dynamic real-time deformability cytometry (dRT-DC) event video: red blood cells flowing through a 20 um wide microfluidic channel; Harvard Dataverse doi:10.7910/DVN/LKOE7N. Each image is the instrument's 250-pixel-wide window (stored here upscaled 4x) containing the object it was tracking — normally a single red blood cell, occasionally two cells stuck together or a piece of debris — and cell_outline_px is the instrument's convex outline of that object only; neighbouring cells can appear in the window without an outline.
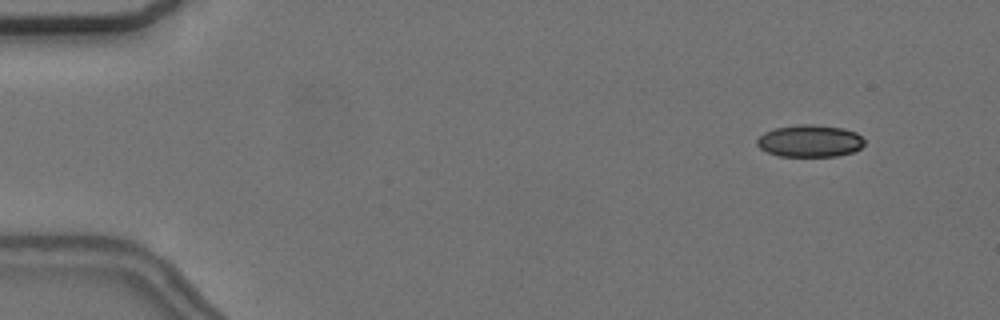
{"species": "common noctule bat (a hibernating species)", "species_latin": "Nyctalus noctula", "temperature_condition": "cold", "stored_images_in_passage": 4, "camera_frame_rate_fps": 3000, "um_per_image_px": 0.085, "animal": {"sex": "female", "body_mass_g": 24.6, "forearm_length_mm": 56.2}, "frame": {"image": 1, "passage_image": 1, "time_ms": 0.0, "image_size_px": [1000, 320], "cell_outline_px": [[864, 144], [860, 148], [852, 152], [836, 156], [780, 156], [768, 152], [760, 148], [756, 144], [756, 140], [764, 132], [776, 128], [800, 124], [812, 124], [844, 128], [856, 132], [864, 140]], "centroid_in_image_um": [68.83, 11.97], "position_along_channel_um": 16.2, "area_um2": 20.06}}